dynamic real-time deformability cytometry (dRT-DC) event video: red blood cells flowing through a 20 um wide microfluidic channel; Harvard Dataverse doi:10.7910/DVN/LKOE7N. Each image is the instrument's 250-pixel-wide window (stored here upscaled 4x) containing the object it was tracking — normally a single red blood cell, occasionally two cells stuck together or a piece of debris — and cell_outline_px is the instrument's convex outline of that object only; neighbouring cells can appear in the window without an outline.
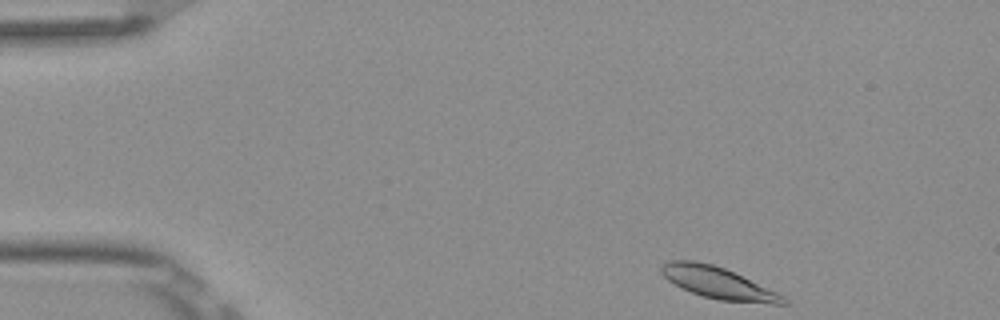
{"species": "Egyptian fruit bat (a non-hibernating species)", "species_latin": "Rousettus aegyptiacus", "temperature_condition": "room temperature", "stored_images_in_passage": 4, "camera_frame_rate_fps": 3000, "um_per_image_px": 0.085, "frame": {"image": 1, "passage_image": 1, "time_ms": 0.0, "image_size_px": [1000, 320], "cell_outline_px": [[788, 304], [772, 304], [720, 300], [704, 296], [680, 288], [668, 280], [660, 272], [660, 268], [668, 260], [696, 260], [712, 264], [724, 268], [776, 292], [784, 296], [788, 300]], "centroid_in_image_um": [61.01, 24.04], "position_along_channel_um": 24.0, "area_um2": 22.25}}